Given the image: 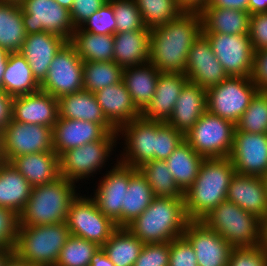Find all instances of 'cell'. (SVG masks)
I'll return each mask as SVG.
<instances>
[{
	"instance_id": "1",
	"label": "cell",
	"mask_w": 267,
	"mask_h": 266,
	"mask_svg": "<svg viewBox=\"0 0 267 266\" xmlns=\"http://www.w3.org/2000/svg\"><path fill=\"white\" fill-rule=\"evenodd\" d=\"M202 31L198 11H183L174 20L151 29L149 62L160 72L185 74L188 53Z\"/></svg>"
},
{
	"instance_id": "2",
	"label": "cell",
	"mask_w": 267,
	"mask_h": 266,
	"mask_svg": "<svg viewBox=\"0 0 267 266\" xmlns=\"http://www.w3.org/2000/svg\"><path fill=\"white\" fill-rule=\"evenodd\" d=\"M235 173L229 157L203 160L197 178L184 193L185 210L190 221H201L226 200Z\"/></svg>"
},
{
	"instance_id": "3",
	"label": "cell",
	"mask_w": 267,
	"mask_h": 266,
	"mask_svg": "<svg viewBox=\"0 0 267 266\" xmlns=\"http://www.w3.org/2000/svg\"><path fill=\"white\" fill-rule=\"evenodd\" d=\"M189 222L184 198L155 197L126 228L144 244L164 243L183 236Z\"/></svg>"
},
{
	"instance_id": "4",
	"label": "cell",
	"mask_w": 267,
	"mask_h": 266,
	"mask_svg": "<svg viewBox=\"0 0 267 266\" xmlns=\"http://www.w3.org/2000/svg\"><path fill=\"white\" fill-rule=\"evenodd\" d=\"M76 188V183L63 176L53 182L34 186L26 206L19 214V225L64 223L71 202L79 194Z\"/></svg>"
},
{
	"instance_id": "5",
	"label": "cell",
	"mask_w": 267,
	"mask_h": 266,
	"mask_svg": "<svg viewBox=\"0 0 267 266\" xmlns=\"http://www.w3.org/2000/svg\"><path fill=\"white\" fill-rule=\"evenodd\" d=\"M70 235L66 222L19 225L13 253L32 266H55Z\"/></svg>"
},
{
	"instance_id": "6",
	"label": "cell",
	"mask_w": 267,
	"mask_h": 266,
	"mask_svg": "<svg viewBox=\"0 0 267 266\" xmlns=\"http://www.w3.org/2000/svg\"><path fill=\"white\" fill-rule=\"evenodd\" d=\"M201 221L233 248L256 247L260 244L261 220L233 202H221Z\"/></svg>"
},
{
	"instance_id": "7",
	"label": "cell",
	"mask_w": 267,
	"mask_h": 266,
	"mask_svg": "<svg viewBox=\"0 0 267 266\" xmlns=\"http://www.w3.org/2000/svg\"><path fill=\"white\" fill-rule=\"evenodd\" d=\"M117 132L107 133L101 140L75 147L59 156L60 176L77 183L89 180L102 171L118 144ZM115 146V147H114Z\"/></svg>"
},
{
	"instance_id": "8",
	"label": "cell",
	"mask_w": 267,
	"mask_h": 266,
	"mask_svg": "<svg viewBox=\"0 0 267 266\" xmlns=\"http://www.w3.org/2000/svg\"><path fill=\"white\" fill-rule=\"evenodd\" d=\"M235 124L208 110L184 135L185 141L204 158L229 157L234 140Z\"/></svg>"
},
{
	"instance_id": "9",
	"label": "cell",
	"mask_w": 267,
	"mask_h": 266,
	"mask_svg": "<svg viewBox=\"0 0 267 266\" xmlns=\"http://www.w3.org/2000/svg\"><path fill=\"white\" fill-rule=\"evenodd\" d=\"M206 91L207 110L236 124L259 89L250 77L228 76Z\"/></svg>"
},
{
	"instance_id": "10",
	"label": "cell",
	"mask_w": 267,
	"mask_h": 266,
	"mask_svg": "<svg viewBox=\"0 0 267 266\" xmlns=\"http://www.w3.org/2000/svg\"><path fill=\"white\" fill-rule=\"evenodd\" d=\"M80 194L71 202L65 221L67 227L71 235L102 247L118 227L97 208L89 195Z\"/></svg>"
},
{
	"instance_id": "11",
	"label": "cell",
	"mask_w": 267,
	"mask_h": 266,
	"mask_svg": "<svg viewBox=\"0 0 267 266\" xmlns=\"http://www.w3.org/2000/svg\"><path fill=\"white\" fill-rule=\"evenodd\" d=\"M20 7L27 35L45 31L59 35L68 42L72 38L75 27L70 10L55 0H24Z\"/></svg>"
},
{
	"instance_id": "12",
	"label": "cell",
	"mask_w": 267,
	"mask_h": 266,
	"mask_svg": "<svg viewBox=\"0 0 267 266\" xmlns=\"http://www.w3.org/2000/svg\"><path fill=\"white\" fill-rule=\"evenodd\" d=\"M83 63L75 47L67 42L55 54L47 77L40 85V90L49 93L56 99L82 91Z\"/></svg>"
},
{
	"instance_id": "13",
	"label": "cell",
	"mask_w": 267,
	"mask_h": 266,
	"mask_svg": "<svg viewBox=\"0 0 267 266\" xmlns=\"http://www.w3.org/2000/svg\"><path fill=\"white\" fill-rule=\"evenodd\" d=\"M1 143L4 162L24 154L54 152L52 128L13 119L2 131Z\"/></svg>"
},
{
	"instance_id": "14",
	"label": "cell",
	"mask_w": 267,
	"mask_h": 266,
	"mask_svg": "<svg viewBox=\"0 0 267 266\" xmlns=\"http://www.w3.org/2000/svg\"><path fill=\"white\" fill-rule=\"evenodd\" d=\"M117 133L118 140L123 137L125 140L117 161L139 168L147 161L156 160L157 121L140 116L120 127Z\"/></svg>"
},
{
	"instance_id": "15",
	"label": "cell",
	"mask_w": 267,
	"mask_h": 266,
	"mask_svg": "<svg viewBox=\"0 0 267 266\" xmlns=\"http://www.w3.org/2000/svg\"><path fill=\"white\" fill-rule=\"evenodd\" d=\"M202 34L210 42L214 55L228 76L251 77L255 51L248 34Z\"/></svg>"
},
{
	"instance_id": "16",
	"label": "cell",
	"mask_w": 267,
	"mask_h": 266,
	"mask_svg": "<svg viewBox=\"0 0 267 266\" xmlns=\"http://www.w3.org/2000/svg\"><path fill=\"white\" fill-rule=\"evenodd\" d=\"M135 168L127 166L116 159V163L110 171H106L94 189L93 196L97 208L109 217L117 227H121V210L124 204L125 194L129 186L130 173Z\"/></svg>"
},
{
	"instance_id": "17",
	"label": "cell",
	"mask_w": 267,
	"mask_h": 266,
	"mask_svg": "<svg viewBox=\"0 0 267 266\" xmlns=\"http://www.w3.org/2000/svg\"><path fill=\"white\" fill-rule=\"evenodd\" d=\"M229 159L236 173L263 177L267 174V134L242 132L235 128Z\"/></svg>"
},
{
	"instance_id": "18",
	"label": "cell",
	"mask_w": 267,
	"mask_h": 266,
	"mask_svg": "<svg viewBox=\"0 0 267 266\" xmlns=\"http://www.w3.org/2000/svg\"><path fill=\"white\" fill-rule=\"evenodd\" d=\"M183 236L193 246L198 266H228L233 247L202 221H190Z\"/></svg>"
},
{
	"instance_id": "19",
	"label": "cell",
	"mask_w": 267,
	"mask_h": 266,
	"mask_svg": "<svg viewBox=\"0 0 267 266\" xmlns=\"http://www.w3.org/2000/svg\"><path fill=\"white\" fill-rule=\"evenodd\" d=\"M185 75L189 82L206 90L228 77L222 64L214 55L210 42L203 34L193 42L190 48Z\"/></svg>"
},
{
	"instance_id": "20",
	"label": "cell",
	"mask_w": 267,
	"mask_h": 266,
	"mask_svg": "<svg viewBox=\"0 0 267 266\" xmlns=\"http://www.w3.org/2000/svg\"><path fill=\"white\" fill-rule=\"evenodd\" d=\"M67 42L65 38L45 31L26 36L19 52L29 63L33 76L40 85L47 77L55 54Z\"/></svg>"
},
{
	"instance_id": "21",
	"label": "cell",
	"mask_w": 267,
	"mask_h": 266,
	"mask_svg": "<svg viewBox=\"0 0 267 266\" xmlns=\"http://www.w3.org/2000/svg\"><path fill=\"white\" fill-rule=\"evenodd\" d=\"M59 117L58 99L39 90L17 96L12 101V119L21 123L53 128Z\"/></svg>"
},
{
	"instance_id": "22",
	"label": "cell",
	"mask_w": 267,
	"mask_h": 266,
	"mask_svg": "<svg viewBox=\"0 0 267 266\" xmlns=\"http://www.w3.org/2000/svg\"><path fill=\"white\" fill-rule=\"evenodd\" d=\"M184 73L160 72L151 102L141 112L147 120L166 123L171 117L182 88L188 82Z\"/></svg>"
},
{
	"instance_id": "23",
	"label": "cell",
	"mask_w": 267,
	"mask_h": 266,
	"mask_svg": "<svg viewBox=\"0 0 267 266\" xmlns=\"http://www.w3.org/2000/svg\"><path fill=\"white\" fill-rule=\"evenodd\" d=\"M107 133L98 123L58 117L52 128L53 149L60 156L75 147L101 140Z\"/></svg>"
},
{
	"instance_id": "24",
	"label": "cell",
	"mask_w": 267,
	"mask_h": 266,
	"mask_svg": "<svg viewBox=\"0 0 267 266\" xmlns=\"http://www.w3.org/2000/svg\"><path fill=\"white\" fill-rule=\"evenodd\" d=\"M94 94L107 121L116 130L141 116V111L134 104L130 93L122 81L106 86Z\"/></svg>"
},
{
	"instance_id": "25",
	"label": "cell",
	"mask_w": 267,
	"mask_h": 266,
	"mask_svg": "<svg viewBox=\"0 0 267 266\" xmlns=\"http://www.w3.org/2000/svg\"><path fill=\"white\" fill-rule=\"evenodd\" d=\"M226 200L260 220L267 214V194L262 177L235 173L230 181Z\"/></svg>"
},
{
	"instance_id": "26",
	"label": "cell",
	"mask_w": 267,
	"mask_h": 266,
	"mask_svg": "<svg viewBox=\"0 0 267 266\" xmlns=\"http://www.w3.org/2000/svg\"><path fill=\"white\" fill-rule=\"evenodd\" d=\"M206 111V89L188 81L182 88L173 113L166 123L186 135Z\"/></svg>"
},
{
	"instance_id": "27",
	"label": "cell",
	"mask_w": 267,
	"mask_h": 266,
	"mask_svg": "<svg viewBox=\"0 0 267 266\" xmlns=\"http://www.w3.org/2000/svg\"><path fill=\"white\" fill-rule=\"evenodd\" d=\"M59 118L100 124L108 133L117 130L107 121L94 93L79 91L58 99Z\"/></svg>"
},
{
	"instance_id": "28",
	"label": "cell",
	"mask_w": 267,
	"mask_h": 266,
	"mask_svg": "<svg viewBox=\"0 0 267 266\" xmlns=\"http://www.w3.org/2000/svg\"><path fill=\"white\" fill-rule=\"evenodd\" d=\"M10 164L32 185H44L60 177L59 156L55 152L24 154Z\"/></svg>"
},
{
	"instance_id": "29",
	"label": "cell",
	"mask_w": 267,
	"mask_h": 266,
	"mask_svg": "<svg viewBox=\"0 0 267 266\" xmlns=\"http://www.w3.org/2000/svg\"><path fill=\"white\" fill-rule=\"evenodd\" d=\"M151 29L115 33L113 61L122 68L149 62Z\"/></svg>"
},
{
	"instance_id": "30",
	"label": "cell",
	"mask_w": 267,
	"mask_h": 266,
	"mask_svg": "<svg viewBox=\"0 0 267 266\" xmlns=\"http://www.w3.org/2000/svg\"><path fill=\"white\" fill-rule=\"evenodd\" d=\"M199 12L202 19V33L249 34L250 13L248 11L203 7Z\"/></svg>"
},
{
	"instance_id": "31",
	"label": "cell",
	"mask_w": 267,
	"mask_h": 266,
	"mask_svg": "<svg viewBox=\"0 0 267 266\" xmlns=\"http://www.w3.org/2000/svg\"><path fill=\"white\" fill-rule=\"evenodd\" d=\"M160 71L150 62L123 68L122 82L142 112L151 102Z\"/></svg>"
},
{
	"instance_id": "32",
	"label": "cell",
	"mask_w": 267,
	"mask_h": 266,
	"mask_svg": "<svg viewBox=\"0 0 267 266\" xmlns=\"http://www.w3.org/2000/svg\"><path fill=\"white\" fill-rule=\"evenodd\" d=\"M32 185L10 164H0V207L23 211L32 191Z\"/></svg>"
},
{
	"instance_id": "33",
	"label": "cell",
	"mask_w": 267,
	"mask_h": 266,
	"mask_svg": "<svg viewBox=\"0 0 267 266\" xmlns=\"http://www.w3.org/2000/svg\"><path fill=\"white\" fill-rule=\"evenodd\" d=\"M2 90L13 98L40 90V84L35 80L29 63L20 52L9 54Z\"/></svg>"
},
{
	"instance_id": "34",
	"label": "cell",
	"mask_w": 267,
	"mask_h": 266,
	"mask_svg": "<svg viewBox=\"0 0 267 266\" xmlns=\"http://www.w3.org/2000/svg\"><path fill=\"white\" fill-rule=\"evenodd\" d=\"M204 159L184 140L165 160L176 185L183 193L194 183Z\"/></svg>"
},
{
	"instance_id": "35",
	"label": "cell",
	"mask_w": 267,
	"mask_h": 266,
	"mask_svg": "<svg viewBox=\"0 0 267 266\" xmlns=\"http://www.w3.org/2000/svg\"><path fill=\"white\" fill-rule=\"evenodd\" d=\"M69 42L83 62L113 61V35L93 34L76 28Z\"/></svg>"
},
{
	"instance_id": "36",
	"label": "cell",
	"mask_w": 267,
	"mask_h": 266,
	"mask_svg": "<svg viewBox=\"0 0 267 266\" xmlns=\"http://www.w3.org/2000/svg\"><path fill=\"white\" fill-rule=\"evenodd\" d=\"M127 191L121 210V227L137 218L155 198L146 178L137 168L130 173Z\"/></svg>"
},
{
	"instance_id": "37",
	"label": "cell",
	"mask_w": 267,
	"mask_h": 266,
	"mask_svg": "<svg viewBox=\"0 0 267 266\" xmlns=\"http://www.w3.org/2000/svg\"><path fill=\"white\" fill-rule=\"evenodd\" d=\"M143 246L126 227H118L102 248L115 266H133Z\"/></svg>"
},
{
	"instance_id": "38",
	"label": "cell",
	"mask_w": 267,
	"mask_h": 266,
	"mask_svg": "<svg viewBox=\"0 0 267 266\" xmlns=\"http://www.w3.org/2000/svg\"><path fill=\"white\" fill-rule=\"evenodd\" d=\"M26 36L20 5L0 2V47L19 52Z\"/></svg>"
},
{
	"instance_id": "39",
	"label": "cell",
	"mask_w": 267,
	"mask_h": 266,
	"mask_svg": "<svg viewBox=\"0 0 267 266\" xmlns=\"http://www.w3.org/2000/svg\"><path fill=\"white\" fill-rule=\"evenodd\" d=\"M137 169L146 178L155 197L184 198L165 160L147 161Z\"/></svg>"
},
{
	"instance_id": "40",
	"label": "cell",
	"mask_w": 267,
	"mask_h": 266,
	"mask_svg": "<svg viewBox=\"0 0 267 266\" xmlns=\"http://www.w3.org/2000/svg\"><path fill=\"white\" fill-rule=\"evenodd\" d=\"M123 68L114 61L84 62L83 90L96 91L122 81Z\"/></svg>"
},
{
	"instance_id": "41",
	"label": "cell",
	"mask_w": 267,
	"mask_h": 266,
	"mask_svg": "<svg viewBox=\"0 0 267 266\" xmlns=\"http://www.w3.org/2000/svg\"><path fill=\"white\" fill-rule=\"evenodd\" d=\"M144 25L153 29L177 18L184 10L177 0H134Z\"/></svg>"
},
{
	"instance_id": "42",
	"label": "cell",
	"mask_w": 267,
	"mask_h": 266,
	"mask_svg": "<svg viewBox=\"0 0 267 266\" xmlns=\"http://www.w3.org/2000/svg\"><path fill=\"white\" fill-rule=\"evenodd\" d=\"M242 132L267 134V92L258 91L250 105L235 124Z\"/></svg>"
},
{
	"instance_id": "43",
	"label": "cell",
	"mask_w": 267,
	"mask_h": 266,
	"mask_svg": "<svg viewBox=\"0 0 267 266\" xmlns=\"http://www.w3.org/2000/svg\"><path fill=\"white\" fill-rule=\"evenodd\" d=\"M100 246L70 235L58 256L55 266H89L91 258Z\"/></svg>"
},
{
	"instance_id": "44",
	"label": "cell",
	"mask_w": 267,
	"mask_h": 266,
	"mask_svg": "<svg viewBox=\"0 0 267 266\" xmlns=\"http://www.w3.org/2000/svg\"><path fill=\"white\" fill-rule=\"evenodd\" d=\"M109 1L112 4L114 16L116 18V33L147 28L143 23L141 13L134 0Z\"/></svg>"
},
{
	"instance_id": "45",
	"label": "cell",
	"mask_w": 267,
	"mask_h": 266,
	"mask_svg": "<svg viewBox=\"0 0 267 266\" xmlns=\"http://www.w3.org/2000/svg\"><path fill=\"white\" fill-rule=\"evenodd\" d=\"M79 28L93 34L114 35L116 33V18L111 2L108 0L104 3Z\"/></svg>"
},
{
	"instance_id": "46",
	"label": "cell",
	"mask_w": 267,
	"mask_h": 266,
	"mask_svg": "<svg viewBox=\"0 0 267 266\" xmlns=\"http://www.w3.org/2000/svg\"><path fill=\"white\" fill-rule=\"evenodd\" d=\"M184 140L174 127L157 121L156 160H166Z\"/></svg>"
},
{
	"instance_id": "47",
	"label": "cell",
	"mask_w": 267,
	"mask_h": 266,
	"mask_svg": "<svg viewBox=\"0 0 267 266\" xmlns=\"http://www.w3.org/2000/svg\"><path fill=\"white\" fill-rule=\"evenodd\" d=\"M169 242L145 243L133 266H169Z\"/></svg>"
},
{
	"instance_id": "48",
	"label": "cell",
	"mask_w": 267,
	"mask_h": 266,
	"mask_svg": "<svg viewBox=\"0 0 267 266\" xmlns=\"http://www.w3.org/2000/svg\"><path fill=\"white\" fill-rule=\"evenodd\" d=\"M19 229V215L13 210L0 207V249H14Z\"/></svg>"
},
{
	"instance_id": "49",
	"label": "cell",
	"mask_w": 267,
	"mask_h": 266,
	"mask_svg": "<svg viewBox=\"0 0 267 266\" xmlns=\"http://www.w3.org/2000/svg\"><path fill=\"white\" fill-rule=\"evenodd\" d=\"M228 266H267V253L256 247L232 248Z\"/></svg>"
},
{
	"instance_id": "50",
	"label": "cell",
	"mask_w": 267,
	"mask_h": 266,
	"mask_svg": "<svg viewBox=\"0 0 267 266\" xmlns=\"http://www.w3.org/2000/svg\"><path fill=\"white\" fill-rule=\"evenodd\" d=\"M169 247V266H198L193 246L184 236L170 241Z\"/></svg>"
},
{
	"instance_id": "51",
	"label": "cell",
	"mask_w": 267,
	"mask_h": 266,
	"mask_svg": "<svg viewBox=\"0 0 267 266\" xmlns=\"http://www.w3.org/2000/svg\"><path fill=\"white\" fill-rule=\"evenodd\" d=\"M248 35L254 51L267 49V12L250 15Z\"/></svg>"
},
{
	"instance_id": "52",
	"label": "cell",
	"mask_w": 267,
	"mask_h": 266,
	"mask_svg": "<svg viewBox=\"0 0 267 266\" xmlns=\"http://www.w3.org/2000/svg\"><path fill=\"white\" fill-rule=\"evenodd\" d=\"M107 1L108 0H74L70 9V16L75 29L84 24L85 21Z\"/></svg>"
},
{
	"instance_id": "53",
	"label": "cell",
	"mask_w": 267,
	"mask_h": 266,
	"mask_svg": "<svg viewBox=\"0 0 267 266\" xmlns=\"http://www.w3.org/2000/svg\"><path fill=\"white\" fill-rule=\"evenodd\" d=\"M251 80L259 91L267 90V49L254 52Z\"/></svg>"
},
{
	"instance_id": "54",
	"label": "cell",
	"mask_w": 267,
	"mask_h": 266,
	"mask_svg": "<svg viewBox=\"0 0 267 266\" xmlns=\"http://www.w3.org/2000/svg\"><path fill=\"white\" fill-rule=\"evenodd\" d=\"M13 97L0 89V134L12 120Z\"/></svg>"
},
{
	"instance_id": "55",
	"label": "cell",
	"mask_w": 267,
	"mask_h": 266,
	"mask_svg": "<svg viewBox=\"0 0 267 266\" xmlns=\"http://www.w3.org/2000/svg\"><path fill=\"white\" fill-rule=\"evenodd\" d=\"M204 7L233 8L249 12V0H209Z\"/></svg>"
},
{
	"instance_id": "56",
	"label": "cell",
	"mask_w": 267,
	"mask_h": 266,
	"mask_svg": "<svg viewBox=\"0 0 267 266\" xmlns=\"http://www.w3.org/2000/svg\"><path fill=\"white\" fill-rule=\"evenodd\" d=\"M89 266H115L109 257L107 256L105 250L99 247L91 258Z\"/></svg>"
},
{
	"instance_id": "57",
	"label": "cell",
	"mask_w": 267,
	"mask_h": 266,
	"mask_svg": "<svg viewBox=\"0 0 267 266\" xmlns=\"http://www.w3.org/2000/svg\"><path fill=\"white\" fill-rule=\"evenodd\" d=\"M184 11H200L209 0H177Z\"/></svg>"
},
{
	"instance_id": "58",
	"label": "cell",
	"mask_w": 267,
	"mask_h": 266,
	"mask_svg": "<svg viewBox=\"0 0 267 266\" xmlns=\"http://www.w3.org/2000/svg\"><path fill=\"white\" fill-rule=\"evenodd\" d=\"M263 12H267V0H249L250 15Z\"/></svg>"
},
{
	"instance_id": "59",
	"label": "cell",
	"mask_w": 267,
	"mask_h": 266,
	"mask_svg": "<svg viewBox=\"0 0 267 266\" xmlns=\"http://www.w3.org/2000/svg\"><path fill=\"white\" fill-rule=\"evenodd\" d=\"M9 54L10 52L7 49L0 47V89H2L3 75L5 73Z\"/></svg>"
},
{
	"instance_id": "60",
	"label": "cell",
	"mask_w": 267,
	"mask_h": 266,
	"mask_svg": "<svg viewBox=\"0 0 267 266\" xmlns=\"http://www.w3.org/2000/svg\"><path fill=\"white\" fill-rule=\"evenodd\" d=\"M267 253V214L261 219L260 244Z\"/></svg>"
},
{
	"instance_id": "61",
	"label": "cell",
	"mask_w": 267,
	"mask_h": 266,
	"mask_svg": "<svg viewBox=\"0 0 267 266\" xmlns=\"http://www.w3.org/2000/svg\"><path fill=\"white\" fill-rule=\"evenodd\" d=\"M5 266H32L30 263L19 259L15 254H13L7 261Z\"/></svg>"
},
{
	"instance_id": "62",
	"label": "cell",
	"mask_w": 267,
	"mask_h": 266,
	"mask_svg": "<svg viewBox=\"0 0 267 266\" xmlns=\"http://www.w3.org/2000/svg\"><path fill=\"white\" fill-rule=\"evenodd\" d=\"M13 249H0V266H5L6 261L13 255Z\"/></svg>"
},
{
	"instance_id": "63",
	"label": "cell",
	"mask_w": 267,
	"mask_h": 266,
	"mask_svg": "<svg viewBox=\"0 0 267 266\" xmlns=\"http://www.w3.org/2000/svg\"><path fill=\"white\" fill-rule=\"evenodd\" d=\"M59 5H61L62 7L70 10L72 5H73V1L74 0H55Z\"/></svg>"
},
{
	"instance_id": "64",
	"label": "cell",
	"mask_w": 267,
	"mask_h": 266,
	"mask_svg": "<svg viewBox=\"0 0 267 266\" xmlns=\"http://www.w3.org/2000/svg\"><path fill=\"white\" fill-rule=\"evenodd\" d=\"M24 0H0L1 3H11L20 5Z\"/></svg>"
},
{
	"instance_id": "65",
	"label": "cell",
	"mask_w": 267,
	"mask_h": 266,
	"mask_svg": "<svg viewBox=\"0 0 267 266\" xmlns=\"http://www.w3.org/2000/svg\"><path fill=\"white\" fill-rule=\"evenodd\" d=\"M4 162L3 155H2V143H1V134H0V164Z\"/></svg>"
},
{
	"instance_id": "66",
	"label": "cell",
	"mask_w": 267,
	"mask_h": 266,
	"mask_svg": "<svg viewBox=\"0 0 267 266\" xmlns=\"http://www.w3.org/2000/svg\"><path fill=\"white\" fill-rule=\"evenodd\" d=\"M262 180H263V182H264V185H265V191H266V194H267V174L264 175V176L262 177Z\"/></svg>"
}]
</instances>
